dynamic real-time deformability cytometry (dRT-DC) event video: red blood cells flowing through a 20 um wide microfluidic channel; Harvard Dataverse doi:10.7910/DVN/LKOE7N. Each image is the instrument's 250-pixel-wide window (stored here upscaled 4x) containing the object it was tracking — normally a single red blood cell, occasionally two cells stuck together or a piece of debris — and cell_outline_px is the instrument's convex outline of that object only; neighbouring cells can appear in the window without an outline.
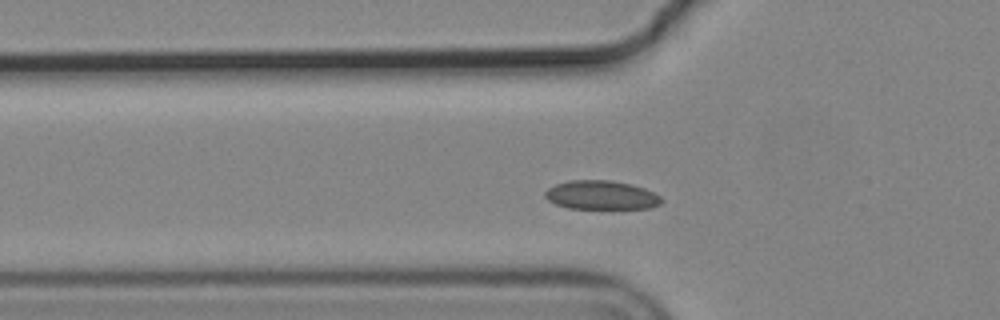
{"species": "common noctule bat (a hibernating species)", "species_latin": "Nyctalus noctula", "temperature_condition": "cold", "stored_images_in_passage": 13, "camera_frame_rate_fps": 3000, "um_per_image_px": 0.085, "animal": {"sex": "male", "body_mass_g": 19.2, "forearm_length_mm": 51.8}, "frame": {"image": 1, "passage_image": 11, "time_ms": 3.333, "image_size_px": [1000, 320], "cell_outline_px": [[664, 200], [660, 204], [652, 208], [568, 208], [556, 204], [548, 200], [544, 196], [544, 192], [548, 188], [556, 184], [568, 180], [608, 180], [632, 184], [644, 188], [660, 196]], "centroid_in_image_um": [51.11, 16.58], "position_along_channel_um": 74.7, "area_um2": 19.59}}